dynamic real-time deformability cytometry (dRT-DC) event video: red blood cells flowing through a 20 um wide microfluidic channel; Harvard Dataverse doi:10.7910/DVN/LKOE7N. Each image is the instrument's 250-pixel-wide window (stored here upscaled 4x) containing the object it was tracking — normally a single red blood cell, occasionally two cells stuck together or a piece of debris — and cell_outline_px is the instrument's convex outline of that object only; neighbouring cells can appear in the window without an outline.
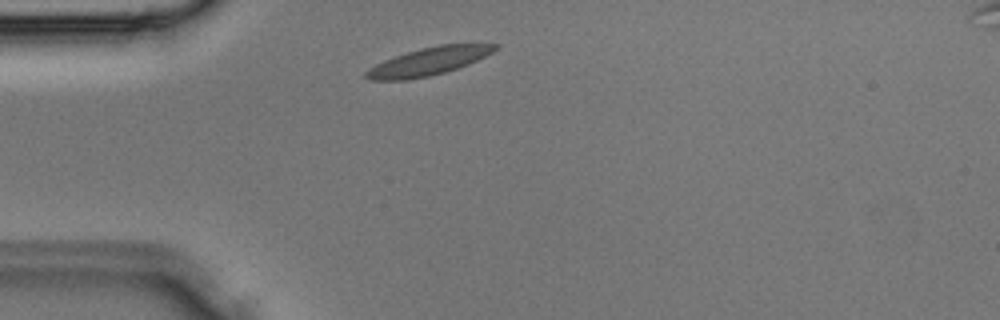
{"species": "Egyptian fruit bat (a non-hibernating species)", "species_latin": "Rousettus aegyptiacus", "temperature_condition": "room temperature", "stored_images_in_passage": 28, "camera_frame_rate_fps": 3000, "um_per_image_px": 0.085, "animal": {"sex": "male"}, "frame": {"image": 1, "passage_image": 2, "time_ms": 0.333, "image_size_px": [1000, 320], "cell_outline_px": [[500, 44], [492, 52], [468, 64], [444, 72], [428, 76], [404, 80], [368, 80], [364, 76], [364, 72], [368, 68], [384, 60], [420, 48], [440, 44]], "centroid_in_image_um": [36.37, 5.22], "position_along_channel_um": 48.6, "area_um2": 20.58}}
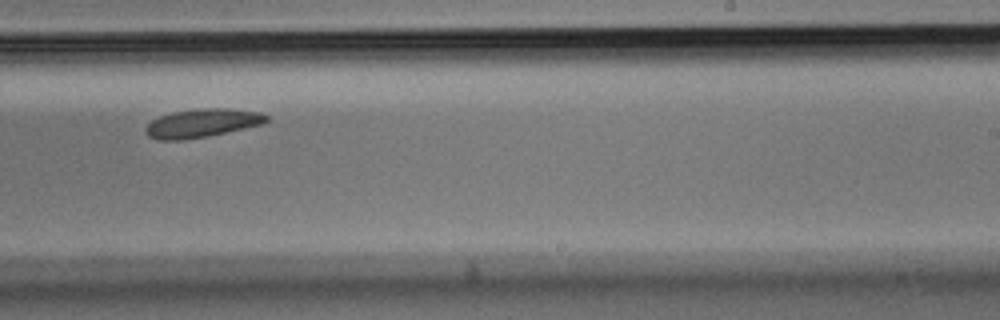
{"frame": {"image": 2, "passage_image": 15, "time_ms": 4.667, "image_size_px": [1000, 320], "cell_outline_px": [[268, 120], [264, 124], [208, 136], [180, 140], [160, 140], [148, 136], [144, 128], [152, 120], [160, 116], [172, 112], [200, 108], [228, 108], [260, 112], [268, 116]], "centroid_in_image_um": [17.19, 10.46], "position_along_channel_um": 271.8, "area_um2": 20.06}}
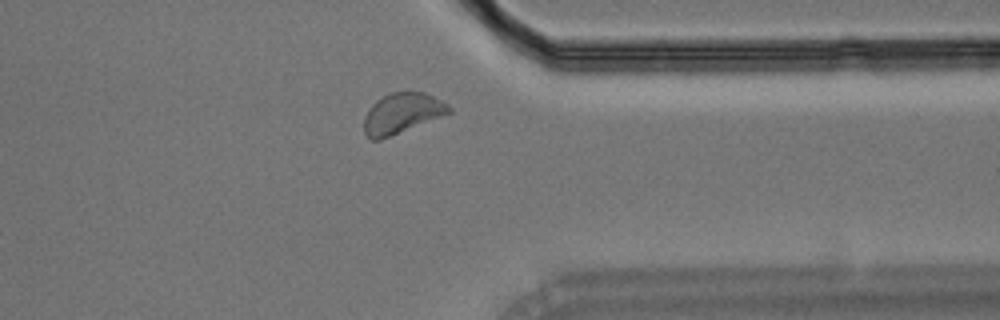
{"frame": {"image": 3, "passage_image": 21, "time_ms": 6.667, "image_size_px": [1000, 320], "cell_outline_px": [[452, 112], [380, 140], [372, 140], [364, 132], [364, 116], [372, 104], [376, 100], [388, 92], [424, 92], [448, 104], [452, 108]], "centroid_in_image_um": [34.15, 9.62], "position_along_channel_um": 377.3, "area_um2": 19.88}}